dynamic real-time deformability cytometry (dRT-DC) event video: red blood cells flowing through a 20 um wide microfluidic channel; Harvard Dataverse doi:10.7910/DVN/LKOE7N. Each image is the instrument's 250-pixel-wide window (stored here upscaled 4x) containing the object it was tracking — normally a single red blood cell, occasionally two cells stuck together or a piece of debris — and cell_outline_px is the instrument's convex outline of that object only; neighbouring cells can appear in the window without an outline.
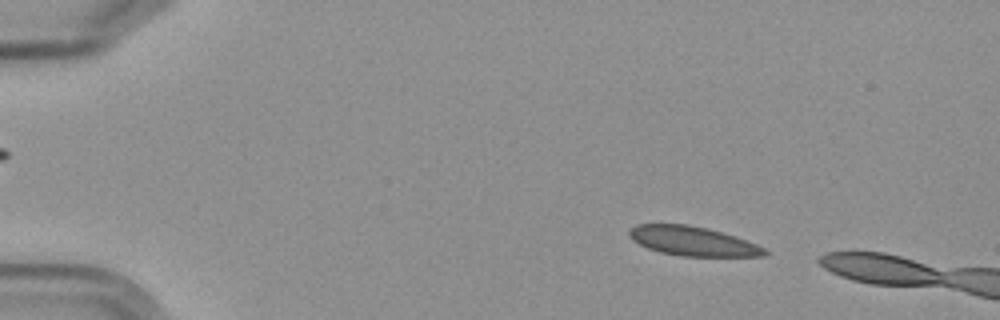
{"species": "Egyptian fruit bat (a non-hibernating species)", "species_latin": "Rousettus aegyptiacus", "temperature_condition": "cold", "stored_images_in_passage": 4, "camera_frame_rate_fps": 3000, "um_per_image_px": 0.085, "frame": {"image": 1, "passage_image": 2, "time_ms": 1.333, "image_size_px": [1000, 320], "cell_outline_px": [[768, 252], [764, 256], [680, 256], [660, 252], [648, 248], [632, 240], [628, 236], [628, 232], [636, 224], [688, 224], [708, 228], [736, 236], [756, 244], [764, 248]], "centroid_in_image_um": [58.87, 20.49], "position_along_channel_um": 26.1, "area_um2": 23.12}}